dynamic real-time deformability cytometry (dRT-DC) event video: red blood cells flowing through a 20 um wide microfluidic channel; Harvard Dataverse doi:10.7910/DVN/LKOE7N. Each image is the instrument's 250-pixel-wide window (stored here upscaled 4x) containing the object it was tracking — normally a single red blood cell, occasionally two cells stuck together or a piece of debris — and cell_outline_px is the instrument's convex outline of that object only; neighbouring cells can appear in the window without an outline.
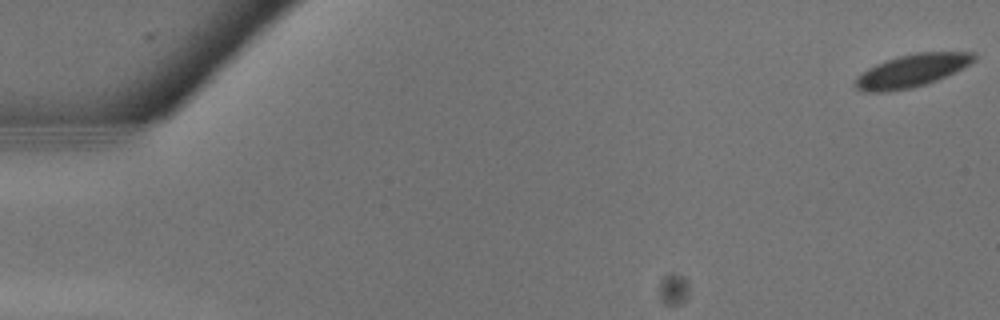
{"species": "common noctule bat (a hibernating species)", "species_latin": "Nyctalus noctula", "temperature_condition": "warm", "stored_images_in_passage": 15, "camera_frame_rate_fps": 3000, "um_per_image_px": 0.085, "animal": {"sex": "male", "body_mass_g": 13.3}, "frame": {"image": 1, "passage_image": 1, "time_ms": 0.0, "image_size_px": [1000, 320], "cell_outline_px": [[976, 60], [936, 80], [912, 88], [888, 92], [864, 92], [856, 88], [852, 84], [868, 68], [876, 64], [900, 56], [916, 52], [976, 52]], "centroid_in_image_um": [77.48, 6.01], "position_along_channel_um": 7.5, "area_um2": 22.25}}
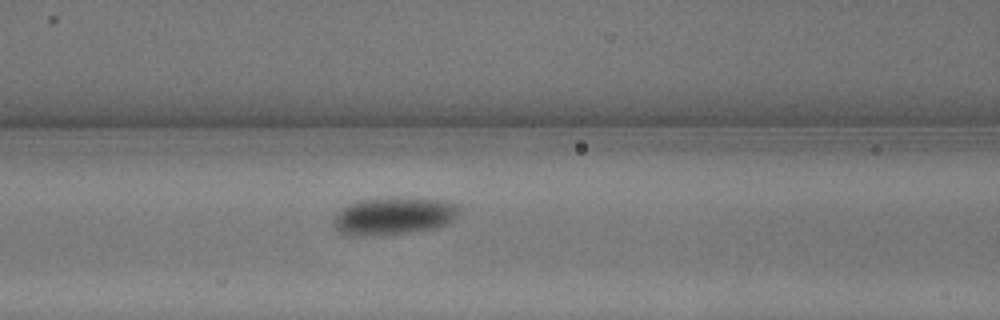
{"frame": {"image": 2, "passage_image": 13, "time_ms": 4.0, "image_size_px": [1000, 320], "cell_outline_px": [[460, 208], [452, 220], [448, 224], [436, 228], [408, 232], [376, 236], [348, 236], [340, 232], [332, 224], [332, 220], [348, 204], [360, 200], [392, 196], [396, 196], [440, 200], [460, 204]], "centroid_in_image_um": [33.46, 18.35], "position_along_channel_um": 133.1, "area_um2": 27.86}}
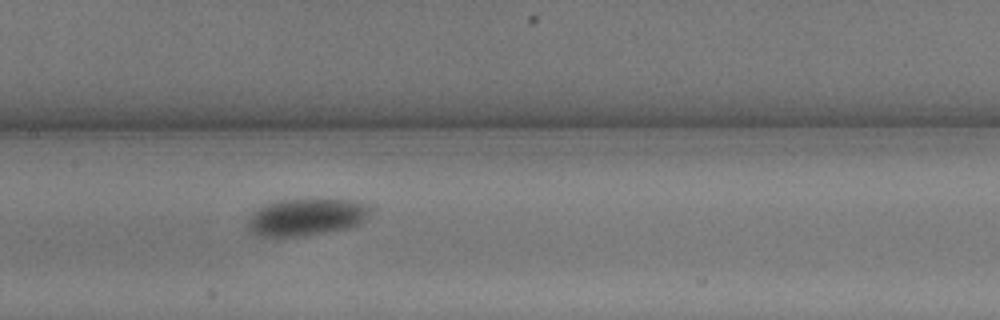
{"frame": {"image": 3, "passage_image": 15, "time_ms": 4.667, "image_size_px": [1000, 320], "cell_outline_px": [[376, 208], [360, 224], [348, 228], [328, 232], [304, 236], [256, 236], [248, 228], [248, 220], [264, 204], [276, 200], [308, 196], [316, 196], [356, 200], [372, 204]], "centroid_in_image_um": [26.18, 18.38], "position_along_channel_um": 181.2, "area_um2": 27.98}}